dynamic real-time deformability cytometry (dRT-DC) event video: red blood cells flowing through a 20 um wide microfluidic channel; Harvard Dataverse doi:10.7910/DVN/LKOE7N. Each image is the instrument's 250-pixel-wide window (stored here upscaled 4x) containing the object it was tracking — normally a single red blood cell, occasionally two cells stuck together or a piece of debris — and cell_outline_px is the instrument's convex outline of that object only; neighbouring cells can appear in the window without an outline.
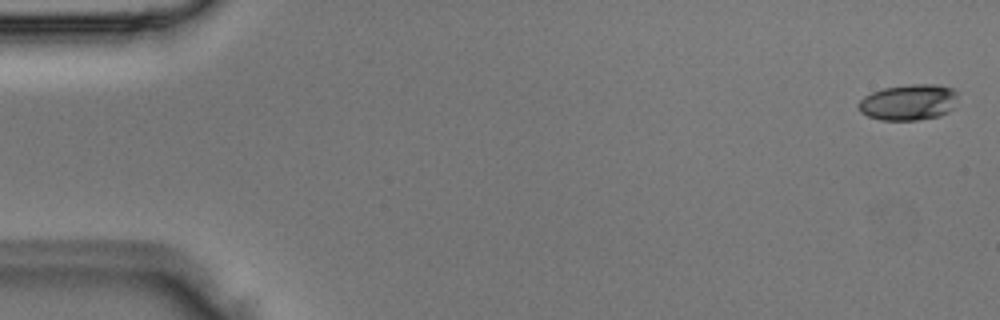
{"species": "Egyptian fruit bat (a non-hibernating species)", "species_latin": "Rousettus aegyptiacus", "temperature_condition": "room temperature", "stored_images_in_passage": 4, "segment_of_instrument_passage": [2, 2], "camera_frame_rate_fps": 3000, "um_per_image_px": 0.085, "animal": {"sex": "male"}, "frame": {"image": 1, "passage_image": 4, "time_ms": 1.0, "image_size_px": [1000, 320], "cell_outline_px": [[956, 96], [952, 108], [948, 112], [940, 116], [916, 120], [880, 120], [868, 116], [860, 112], [860, 100], [864, 96], [872, 92], [884, 88], [908, 84], [936, 84], [952, 88], [956, 92]], "centroid_in_image_um": [77.22, 8.69], "position_along_channel_um": 7.8, "area_um2": 20.69}}